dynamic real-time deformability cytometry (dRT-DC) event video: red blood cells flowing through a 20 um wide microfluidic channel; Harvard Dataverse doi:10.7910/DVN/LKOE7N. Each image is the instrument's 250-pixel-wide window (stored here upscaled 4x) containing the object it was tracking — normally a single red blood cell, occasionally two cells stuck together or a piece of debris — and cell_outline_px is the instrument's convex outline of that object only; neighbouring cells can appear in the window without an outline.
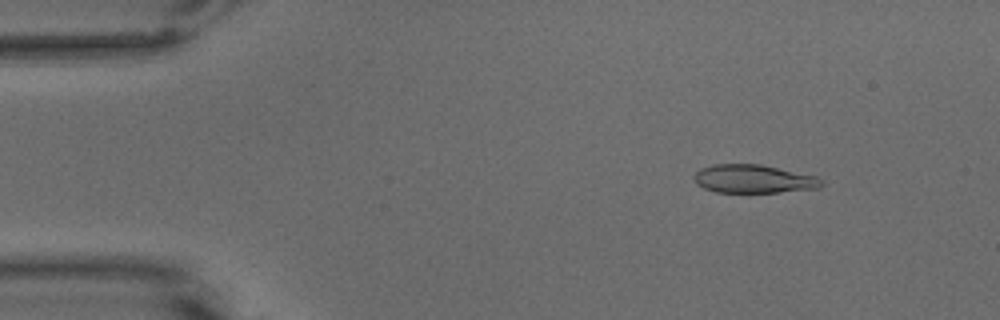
{"species": "common noctule bat (a hibernating species)", "species_latin": "Nyctalus noctula", "temperature_condition": "warm", "stored_images_in_passage": 90, "camera_frame_rate_fps": 3000, "um_per_image_px": 0.085, "animal": {"sex": "male", "body_mass_g": 15.6}, "frame": {"image": 1, "passage_image": 11, "time_ms": 3.333, "image_size_px": [1000, 320], "cell_outline_px": [[824, 184], [820, 188], [780, 192], [716, 192], [704, 188], [696, 184], [692, 176], [700, 168], [712, 164], [760, 164], [816, 176]], "centroid_in_image_um": [64.02, 15.2], "position_along_channel_um": 21.0, "area_um2": 21.1}}
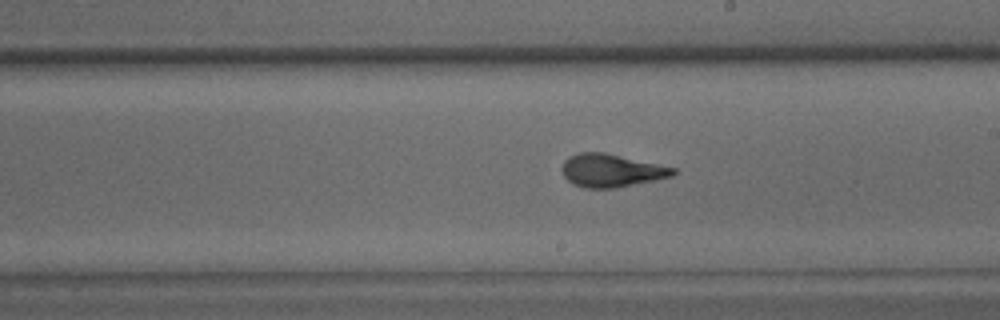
{"frame": {"image": 2, "passage_image": 51, "time_ms": 16.667, "image_size_px": [1000, 320], "cell_outline_px": [[676, 172], [672, 176], [616, 188], [584, 188], [572, 184], [564, 176], [560, 168], [564, 160], [568, 156], [580, 152], [604, 152], [676, 168]], "centroid_in_image_um": [51.91, 14.49], "position_along_channel_um": 237.1, "area_um2": 21.39}}
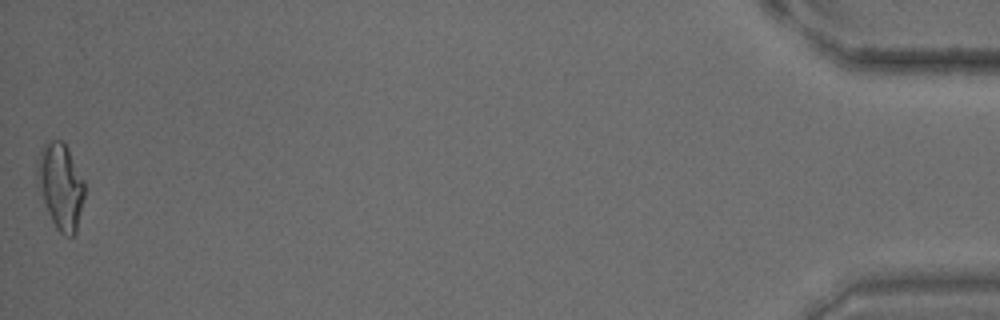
{"frame": {"image": 3, "passage_image": 90, "time_ms": 29.667, "image_size_px": [1000, 320], "cell_outline_px": [[84, 196], [76, 232], [72, 236], [64, 236], [56, 228], [48, 212], [36, 176], [36, 164], [40, 148], [44, 144], [52, 140], [60, 140], [68, 148], [84, 180]], "centroid_in_image_um": [5.15, 15.8], "position_along_channel_um": 430.0, "area_um2": 23.41}, "authors_computed_cell_mechanics": {"area_um2": 21.386, "velocity_mm_per_s": 2.225, "shape_relaxation_time_tau1_ms": null, "shape_relaxation_time_tau2_ms": 1.8388, "deformation_change_tau1": null, "deformation_change_tau2": 0.0879}}